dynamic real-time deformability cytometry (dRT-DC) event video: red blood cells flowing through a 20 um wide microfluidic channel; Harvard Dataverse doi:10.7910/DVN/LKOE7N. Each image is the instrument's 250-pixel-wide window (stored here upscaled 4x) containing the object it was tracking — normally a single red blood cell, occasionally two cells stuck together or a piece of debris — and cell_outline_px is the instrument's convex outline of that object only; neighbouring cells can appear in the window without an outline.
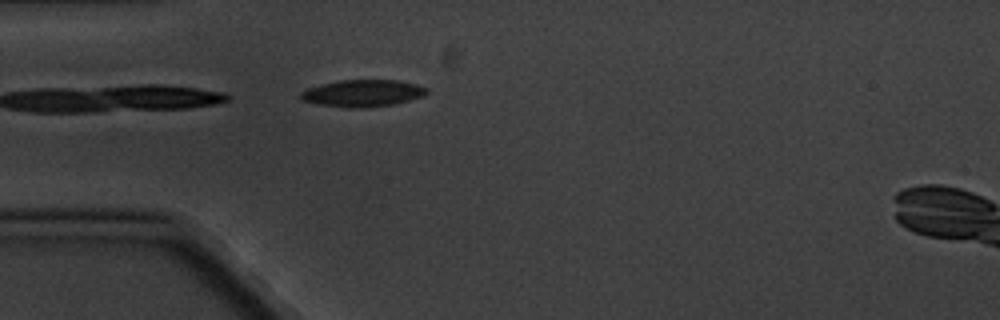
{"species": "common noctule bat (a hibernating species)", "species_latin": "Nyctalus noctula", "temperature_condition": "cold", "stored_images_in_passage": 3, "camera_frame_rate_fps": 3000, "um_per_image_px": 0.085, "animal": {"sex": "male", "body_mass_g": 20.1, "forearm_length_mm": 53.5}, "frame": {"image": 1, "passage_image": 3, "time_ms": 3.0, "image_size_px": [1000, 320], "cell_outline_px": [[428, 92], [424, 96], [392, 104], [356, 108], [352, 108], [316, 104], [300, 100], [300, 92], [308, 88], [320, 84], [340, 80], [400, 80], [416, 84], [428, 88]], "centroid_in_image_um": [30.81, 7.91], "position_along_channel_um": 54.2, "area_um2": 19.77}}